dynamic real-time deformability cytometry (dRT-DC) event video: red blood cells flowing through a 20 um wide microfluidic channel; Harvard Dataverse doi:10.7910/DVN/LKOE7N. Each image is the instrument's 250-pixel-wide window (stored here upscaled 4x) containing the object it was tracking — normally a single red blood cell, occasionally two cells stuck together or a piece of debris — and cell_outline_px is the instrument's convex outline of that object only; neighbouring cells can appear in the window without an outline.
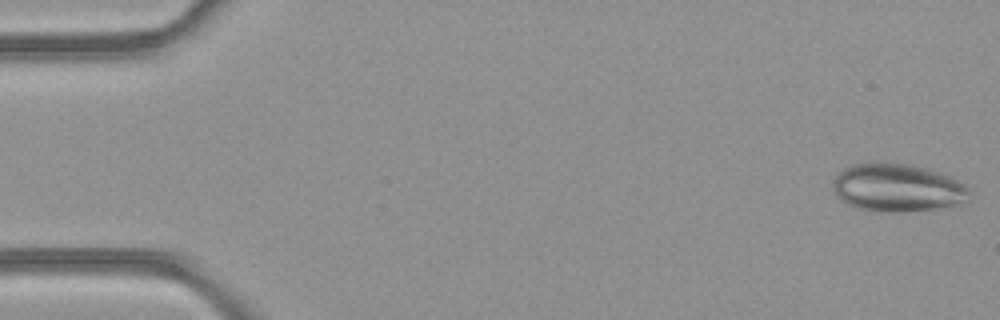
{"species": "common noctule bat (a hibernating species)", "species_latin": "Nyctalus noctula", "temperature_condition": "room temperature", "stored_images_in_passage": 45, "camera_frame_rate_fps": 3000, "um_per_image_px": 0.085, "animal": {"sex": "female", "body_mass_g": 21.9}, "frame": {"image": 1, "passage_image": 1, "time_ms": 0.0, "image_size_px": [1000, 320], "cell_outline_px": [[968, 192], [960, 204], [936, 208], [900, 212], [892, 212], [860, 208], [848, 204], [840, 200], [836, 196], [832, 188], [836, 172], [852, 164], [868, 160], [880, 160], [912, 164], [928, 168], [952, 176], [964, 184], [968, 188]], "centroid_in_image_um": [76.21, 15.89], "position_along_channel_um": 8.8, "area_um2": 38.73}}
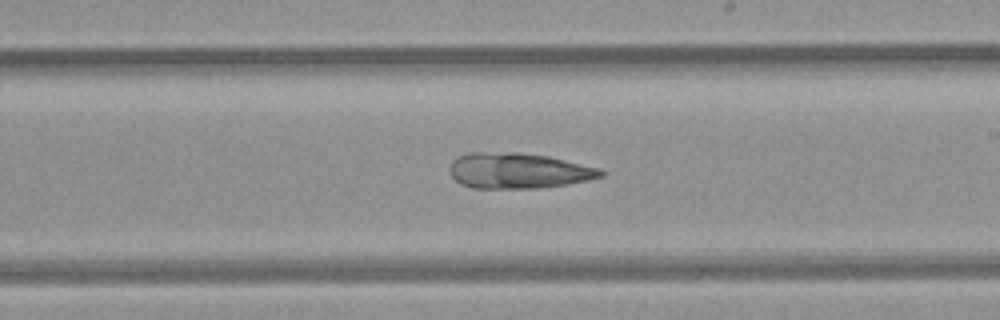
{"frame": {"image": 2, "passage_image": 28, "time_ms": 9.0, "image_size_px": [1000, 320], "cell_outline_px": [[608, 172], [604, 176], [588, 180], [540, 188], [472, 188], [460, 184], [452, 176], [452, 160], [456, 156], [468, 152], [520, 152], [548, 156], [600, 168]], "centroid_in_image_um": [44.08, 14.5], "position_along_channel_um": 244.9, "area_um2": 31.44}}
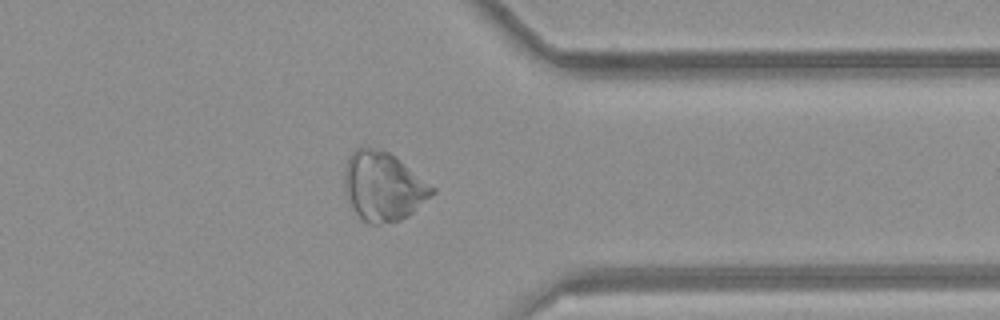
{"frame": {"image": 3, "passage_image": 38, "time_ms": 12.333, "image_size_px": [1000, 320], "cell_outline_px": [[436, 192], [408, 216], [400, 220], [376, 224], [368, 224], [352, 208], [344, 188], [344, 168], [348, 156], [356, 148], [372, 148], [388, 152], [400, 160], [436, 188]], "centroid_in_image_um": [32.57, 15.84], "position_along_channel_um": 378.8, "area_um2": 35.03}}